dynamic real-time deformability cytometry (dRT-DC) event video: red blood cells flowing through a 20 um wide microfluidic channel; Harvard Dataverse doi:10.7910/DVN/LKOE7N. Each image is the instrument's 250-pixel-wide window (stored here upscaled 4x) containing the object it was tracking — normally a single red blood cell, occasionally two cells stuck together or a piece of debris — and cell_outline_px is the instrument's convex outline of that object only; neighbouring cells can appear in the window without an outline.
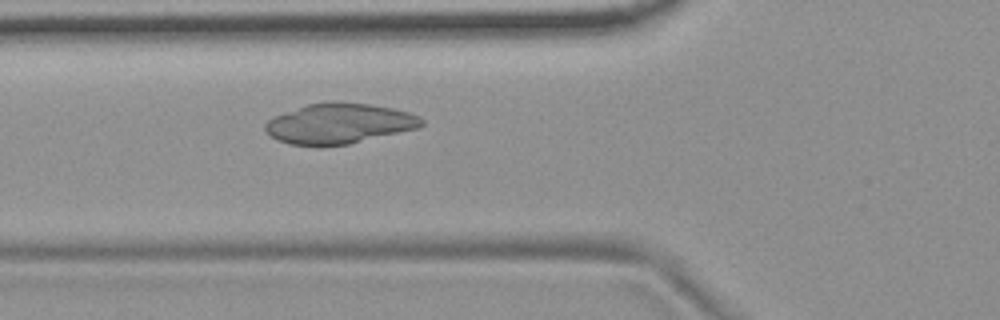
{"species": "common noctule bat (a hibernating species)", "species_latin": "Nyctalus noctula", "temperature_condition": "room temperature", "stored_images_in_passage": 6, "camera_frame_rate_fps": 3000, "um_per_image_px": 0.085, "animal": {"sex": "female", "body_mass_g": 19.9}, "frame": {"image": 1, "passage_image": 6, "time_ms": 1.667, "image_size_px": [1000, 320], "cell_outline_px": [[424, 124], [420, 128], [348, 144], [320, 148], [288, 144], [276, 140], [264, 128], [264, 124], [272, 116], [308, 104], [368, 104], [392, 108], [408, 112], [420, 116], [424, 120]], "centroid_in_image_um": [28.81, 10.56], "position_along_channel_um": 97.0, "area_um2": 36.59}}